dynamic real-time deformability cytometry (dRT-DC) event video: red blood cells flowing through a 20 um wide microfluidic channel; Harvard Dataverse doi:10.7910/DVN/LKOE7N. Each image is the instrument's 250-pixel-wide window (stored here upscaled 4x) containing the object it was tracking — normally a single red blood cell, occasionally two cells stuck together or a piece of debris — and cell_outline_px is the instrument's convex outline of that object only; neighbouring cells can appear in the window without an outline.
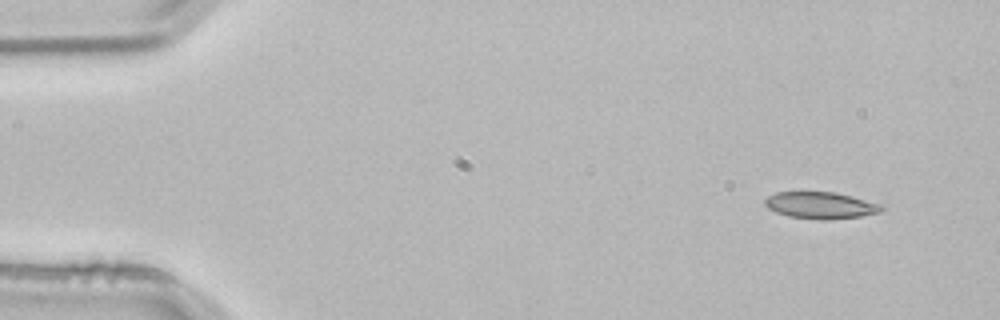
{"species": "common noctule bat (a hibernating species)", "species_latin": "Nyctalus noctula", "temperature_condition": "room temperature", "stored_images_in_passage": 3, "camera_frame_rate_fps": 3000, "um_per_image_px": 0.085, "animal": {"sex": "male", "body_mass_g": 21.5, "forearm_length_mm": 52.0}, "frame": {"image": 1, "passage_image": 1, "time_ms": 0.0, "image_size_px": [1000, 320], "cell_outline_px": [[884, 208], [880, 212], [860, 216], [828, 220], [820, 220], [788, 216], [776, 212], [768, 208], [764, 204], [764, 200], [768, 196], [776, 192], [836, 192], [884, 204]], "centroid_in_image_um": [69.78, 17.45], "position_along_channel_um": 15.2, "area_um2": 18.32}}
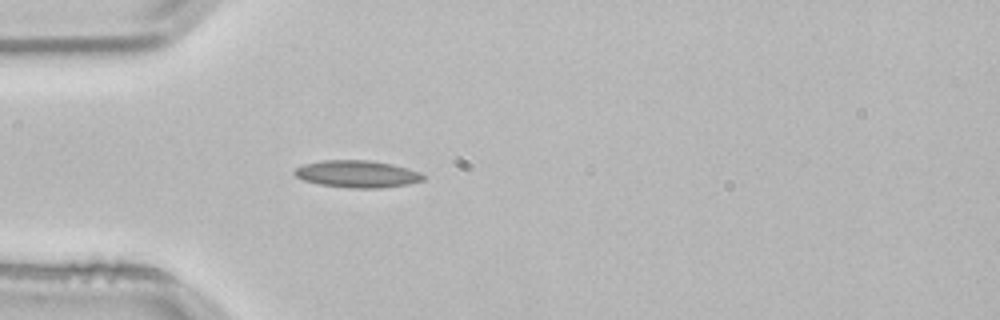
{"frame": {"image": 2, "passage_image": 3, "time_ms": 0.667, "image_size_px": [1000, 320], "cell_outline_px": [[424, 180], [408, 184], [380, 188], [348, 188], [320, 184], [304, 180], [296, 176], [292, 172], [296, 168], [304, 164], [320, 160], [368, 160], [392, 164], [420, 172], [424, 176]], "centroid_in_image_um": [30.35, 14.78], "position_along_channel_um": 54.7, "area_um2": 20.29}}